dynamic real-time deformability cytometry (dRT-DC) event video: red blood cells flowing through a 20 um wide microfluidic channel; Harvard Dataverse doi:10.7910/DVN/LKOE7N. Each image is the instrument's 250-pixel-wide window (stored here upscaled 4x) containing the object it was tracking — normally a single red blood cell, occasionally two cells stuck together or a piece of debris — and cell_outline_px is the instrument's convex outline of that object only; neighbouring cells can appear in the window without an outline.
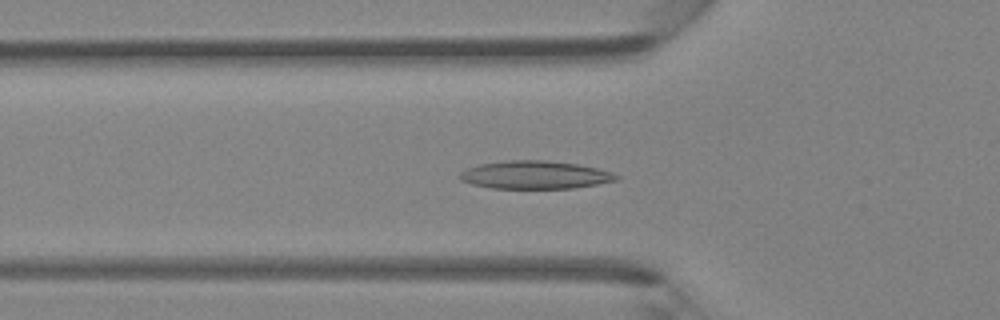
{"species": "Egyptian fruit bat (a non-hibernating species)", "species_latin": "Rousettus aegyptiacus", "temperature_condition": "room temperature", "stored_images_in_passage": 46, "camera_frame_rate_fps": 3000, "um_per_image_px": 0.085, "animal": {"sex": "female"}, "frame": {"image": 1, "passage_image": 16, "time_ms": 5.0, "image_size_px": [1000, 320], "cell_outline_px": [[620, 180], [572, 188], [492, 188], [472, 184], [460, 180], [456, 176], [460, 172], [468, 168], [480, 164], [504, 160], [544, 160], [576, 164], [596, 168], [612, 172], [620, 176]], "centroid_in_image_um": [45.46, 14.86], "position_along_channel_um": 80.3, "area_um2": 25.55}}
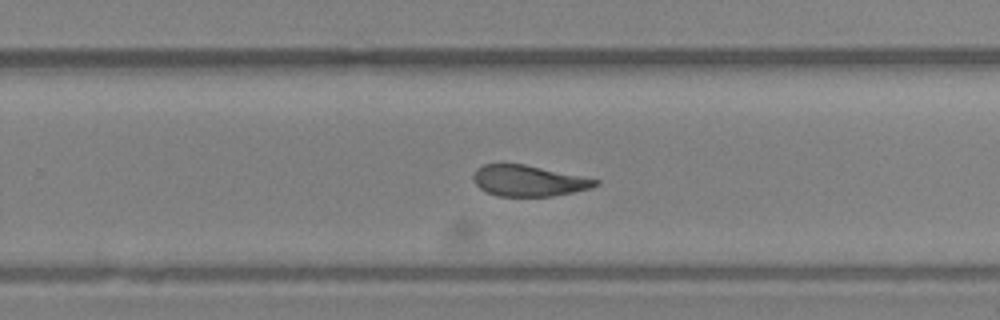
{"frame": {"image": 2, "passage_image": 30, "time_ms": 9.667, "image_size_px": [1000, 320], "cell_outline_px": [[600, 184], [592, 188], [552, 196], [500, 196], [488, 192], [480, 188], [472, 180], [472, 176], [476, 168], [484, 164], [524, 164], [600, 180]], "centroid_in_image_um": [44.92, 15.36], "position_along_channel_um": 284.9, "area_um2": 21.91}}
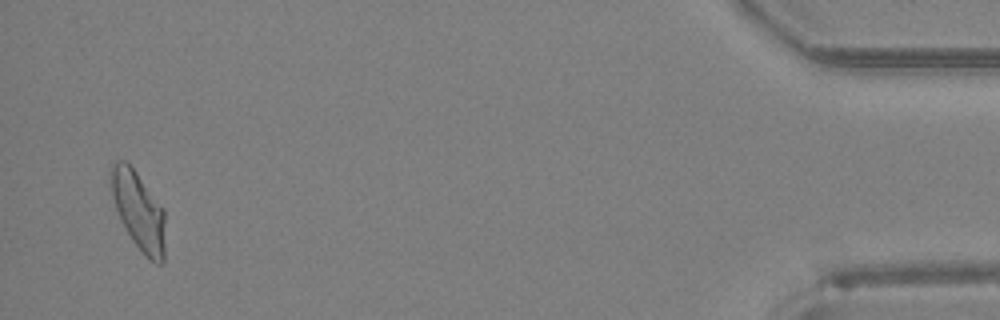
{"frame": {"image": 3, "passage_image": 45, "time_ms": 14.667, "image_size_px": [1000, 320], "cell_outline_px": [[164, 260], [160, 264], [156, 264], [132, 240], [120, 220], [112, 196], [112, 164], [116, 160], [124, 160], [136, 172], [164, 208]], "centroid_in_image_um": [11.79, 17.91], "position_along_channel_um": 423.4, "area_um2": 24.1}}